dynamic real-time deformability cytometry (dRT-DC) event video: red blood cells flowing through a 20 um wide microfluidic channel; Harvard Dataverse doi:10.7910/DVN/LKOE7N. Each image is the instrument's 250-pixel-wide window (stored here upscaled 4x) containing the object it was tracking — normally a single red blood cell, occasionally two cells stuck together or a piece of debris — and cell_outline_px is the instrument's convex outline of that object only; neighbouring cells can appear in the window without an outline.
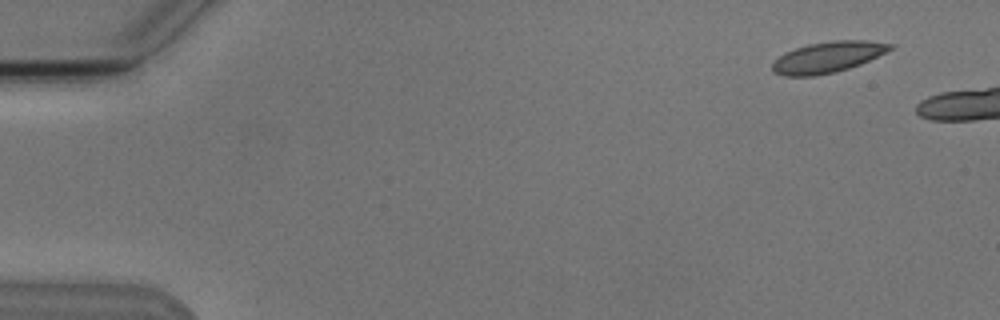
{"species": "Egyptian fruit bat (a non-hibernating species)", "species_latin": "Rousettus aegyptiacus", "temperature_condition": "cold", "stored_images_in_passage": 3, "camera_frame_rate_fps": 3000, "um_per_image_px": 0.085, "animal": {"sex": "male"}, "frame": {"image": 1, "passage_image": 1, "time_ms": 0.0, "image_size_px": [1000, 320], "cell_outline_px": [[892, 48], [860, 64], [836, 72], [812, 76], [784, 76], [772, 72], [772, 64], [784, 52], [808, 44], [832, 40], [868, 40], [892, 44]], "centroid_in_image_um": [70.31, 4.86], "position_along_channel_um": 14.7, "area_um2": 21.04}}